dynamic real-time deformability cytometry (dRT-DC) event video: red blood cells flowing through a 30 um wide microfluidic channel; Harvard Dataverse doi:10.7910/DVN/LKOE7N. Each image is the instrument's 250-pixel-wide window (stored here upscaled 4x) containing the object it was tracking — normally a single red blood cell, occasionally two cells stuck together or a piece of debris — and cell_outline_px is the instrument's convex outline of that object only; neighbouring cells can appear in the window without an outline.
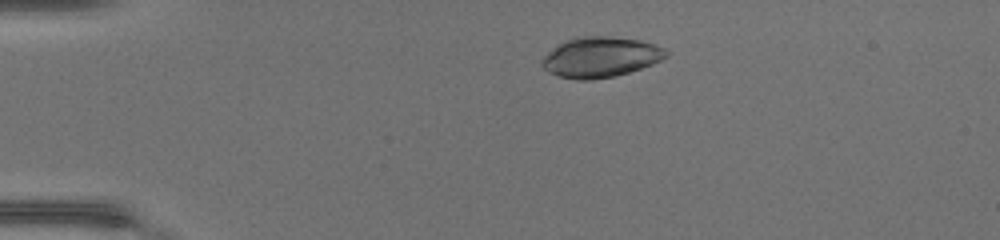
{"species": "common noctule bat (a hibernating species)", "species_latin": "Nyctalus noctula", "temperature_condition": "warm", "stored_images_in_passage": 45, "camera_frame_rate_fps": 3000, "um_per_image_px": 0.085, "animal": {"sex": "female", "body_mass_g": 17.0, "forearm_length_mm": 48.0}, "frame": {"image": 1, "passage_image": 8, "time_ms": 2.333, "image_size_px": [1000, 240], "cell_outline_px": [[668, 56], [652, 64], [628, 72], [612, 76], [588, 80], [576, 80], [560, 76], [548, 72], [540, 64], [540, 60], [556, 44], [580, 36], [612, 36], [640, 40], [656, 44], [664, 48], [668, 52]], "centroid_in_image_um": [51.02, 4.84], "position_along_channel_um": 34.0, "area_um2": 29.19}}
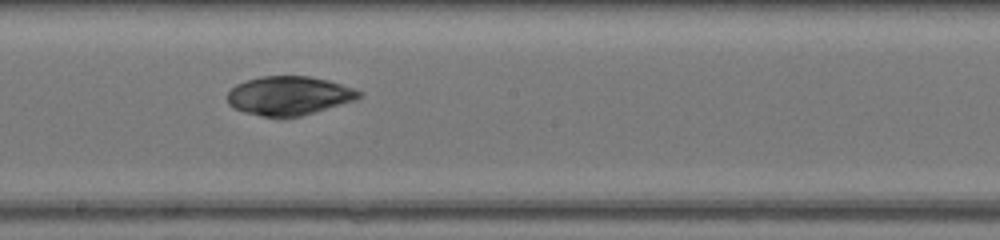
{"frame": {"image": 2, "passage_image": 25, "time_ms": 8.0, "image_size_px": [1000, 240], "cell_outline_px": [[364, 92], [356, 100], [300, 116], [260, 116], [244, 112], [232, 108], [228, 104], [228, 92], [236, 84], [244, 80], [260, 76], [308, 76], [328, 80], [356, 88]], "centroid_in_image_um": [24.56, 8.12], "position_along_channel_um": 223.6, "area_um2": 29.88}}
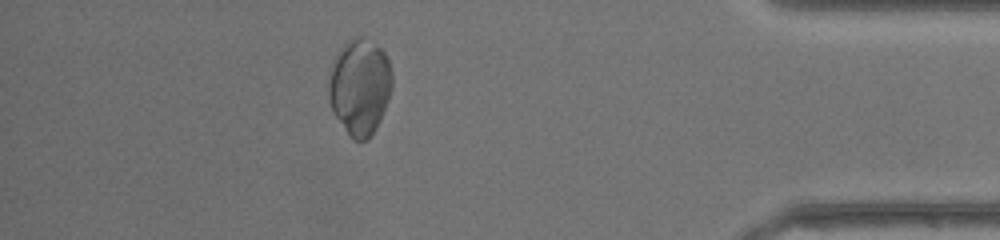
{"frame": {"image": 3, "passage_image": 40, "time_ms": 13.0, "image_size_px": [1000, 240], "cell_outline_px": [[392, 88], [380, 120], [376, 128], [364, 140], [352, 140], [348, 136], [332, 112], [328, 96], [328, 80], [332, 60], [340, 48], [352, 36], [360, 36], [380, 48], [384, 52], [388, 60], [392, 72]], "centroid_in_image_um": [30.54, 7.37], "position_along_channel_um": 404.7, "area_um2": 35.78}}